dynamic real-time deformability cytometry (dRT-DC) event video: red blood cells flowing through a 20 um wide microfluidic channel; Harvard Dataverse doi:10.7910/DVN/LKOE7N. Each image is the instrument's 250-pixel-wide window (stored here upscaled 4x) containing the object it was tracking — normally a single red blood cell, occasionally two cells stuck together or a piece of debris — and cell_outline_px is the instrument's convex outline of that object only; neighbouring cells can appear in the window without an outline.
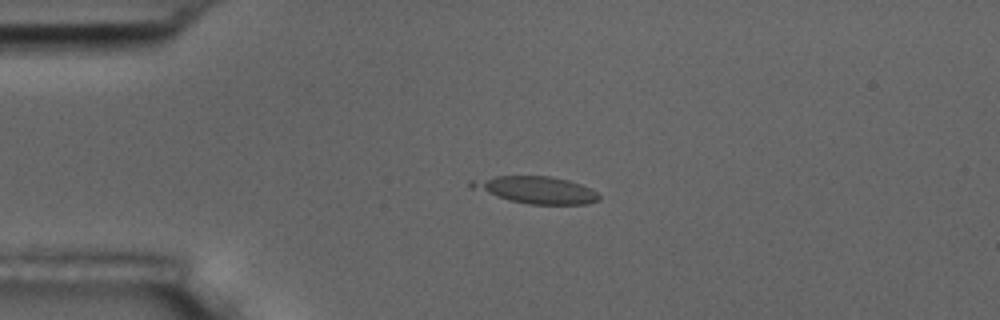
{"species": "common noctule bat (a hibernating species)", "species_latin": "Nyctalus noctula", "temperature_condition": "room temperature", "stored_images_in_passage": 4, "camera_frame_rate_fps": 3000, "um_per_image_px": 0.085, "animal": {"sex": "male", "body_mass_g": 17.5, "forearm_length_mm": 52.3}, "frame": {"image": 1, "passage_image": 3, "time_ms": 2.333, "image_size_px": [1000, 320], "cell_outline_px": [[600, 200], [588, 204], [528, 204], [508, 200], [468, 188], [468, 180], [496, 176], [552, 176], [568, 180], [580, 184], [596, 192], [600, 196]], "centroid_in_image_um": [45.49, 16.14], "position_along_channel_um": 39.5, "area_um2": 20.29}}